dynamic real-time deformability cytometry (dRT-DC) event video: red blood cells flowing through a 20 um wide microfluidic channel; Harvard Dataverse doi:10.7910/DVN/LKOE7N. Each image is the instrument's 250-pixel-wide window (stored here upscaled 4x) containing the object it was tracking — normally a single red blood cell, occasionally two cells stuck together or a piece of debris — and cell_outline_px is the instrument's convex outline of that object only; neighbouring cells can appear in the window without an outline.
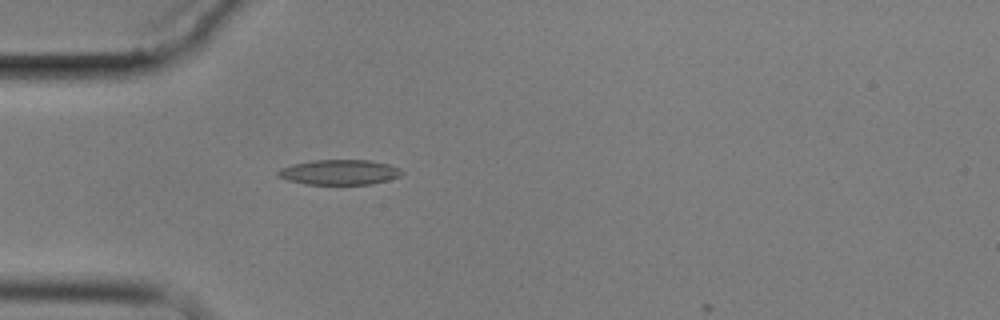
{"species": "common noctule bat (a hibernating species)", "species_latin": "Nyctalus noctula", "temperature_condition": "cold", "stored_images_in_passage": 5, "camera_frame_rate_fps": 3000, "um_per_image_px": 0.085, "animal": {"sex": "male", "body_mass_g": 17.9}, "frame": {"image": 1, "passage_image": 4, "time_ms": 3.667, "image_size_px": [1000, 320], "cell_outline_px": [[404, 172], [400, 176], [388, 180], [372, 184], [304, 184], [288, 180], [276, 176], [276, 172], [280, 168], [292, 164], [312, 160], [368, 160], [388, 164], [400, 168]], "centroid_in_image_um": [28.83, 14.64], "position_along_channel_um": 56.2, "area_um2": 18.21}}